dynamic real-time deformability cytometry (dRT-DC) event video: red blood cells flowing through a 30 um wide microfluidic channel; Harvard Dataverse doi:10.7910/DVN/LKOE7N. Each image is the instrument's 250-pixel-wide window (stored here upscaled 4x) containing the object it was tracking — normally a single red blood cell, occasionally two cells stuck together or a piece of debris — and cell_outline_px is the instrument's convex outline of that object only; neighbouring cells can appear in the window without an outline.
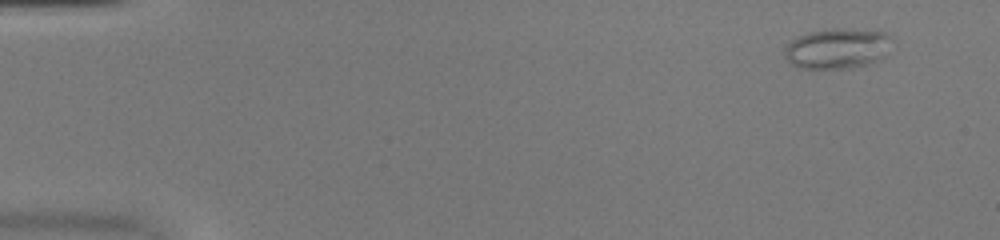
{"species": "common noctule bat (a hibernating species)", "species_latin": "Nyctalus noctula", "temperature_condition": "warm", "stored_images_in_passage": 48, "camera_frame_rate_fps": 3000, "um_per_image_px": 0.085, "animal": {"sex": "female", "body_mass_g": 20.0, "forearm_length_mm": 54.0}, "frame": {"image": 1, "passage_image": 1, "time_ms": 0.0, "image_size_px": [1000, 240], "cell_outline_px": [[888, 36], [884, 56], [872, 64], [852, 68], [796, 68], [784, 56], [784, 48], [796, 36], [808, 32], [832, 28], [844, 28], [888, 32]], "centroid_in_image_um": [71.1, 4.12], "position_along_channel_um": 13.9, "area_um2": 25.2}}
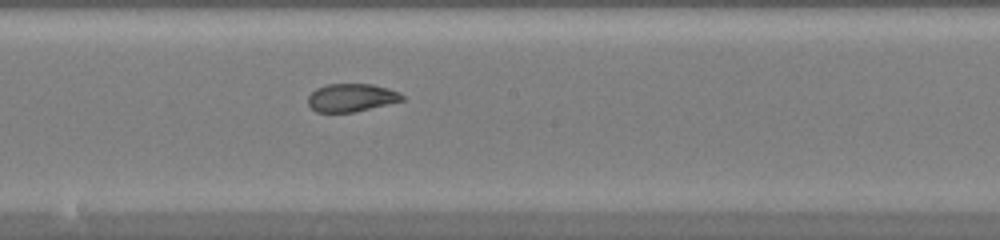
{"frame": {"image": 2, "passage_image": 26, "time_ms": 8.333, "image_size_px": [1000, 240], "cell_outline_px": [[404, 100], [352, 112], [316, 112], [308, 104], [308, 96], [316, 88], [328, 84], [372, 84], [388, 88], [400, 92], [404, 96]], "centroid_in_image_um": [29.86, 8.29], "position_along_channel_um": 218.3, "area_um2": 15.26}}
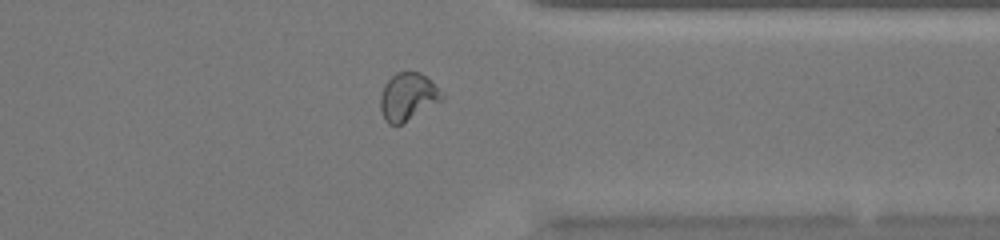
{"frame": {"image": 3, "passage_image": 38, "time_ms": 12.333, "image_size_px": [1000, 240], "cell_outline_px": [[444, 100], [400, 124], [388, 124], [384, 120], [380, 108], [380, 96], [384, 84], [396, 72], [420, 72], [444, 96]], "centroid_in_image_um": [34.63, 8.24], "position_along_channel_um": 376.8, "area_um2": 16.76}, "authors_computed_cell_mechanics": {"area_um2": 17.6579, "velocity_mm_per_s": 4.0502, "shape_relaxation_time_tau1_ms": null, "shape_relaxation_time_tau2_ms": 0.8937, "deformation_change_tau1": null, "deformation_change_tau2": 0.0581}}